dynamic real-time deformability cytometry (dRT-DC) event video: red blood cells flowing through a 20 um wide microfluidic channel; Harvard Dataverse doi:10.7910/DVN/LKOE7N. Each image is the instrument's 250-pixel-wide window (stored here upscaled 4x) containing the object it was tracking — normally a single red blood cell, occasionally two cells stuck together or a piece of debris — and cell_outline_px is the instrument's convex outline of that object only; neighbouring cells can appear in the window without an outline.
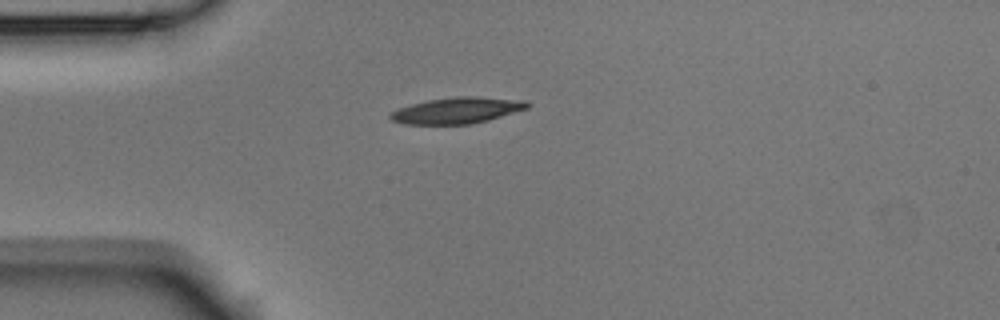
{"species": "Egyptian fruit bat (a non-hibernating species)", "species_latin": "Rousettus aegyptiacus", "temperature_condition": "room temperature", "stored_images_in_passage": 4, "camera_frame_rate_fps": 3000, "um_per_image_px": 0.085, "animal": {"sex": "male"}, "frame": {"image": 1, "passage_image": 1, "time_ms": 0.0, "image_size_px": [1000, 320], "cell_outline_px": [[528, 108], [488, 120], [472, 124], [404, 124], [392, 120], [388, 116], [392, 112], [400, 108], [412, 104], [428, 100], [460, 96], [468, 96], [524, 100], [528, 104]], "centroid_in_image_um": [38.84, 9.39], "position_along_channel_um": 46.2, "area_um2": 20.52}}
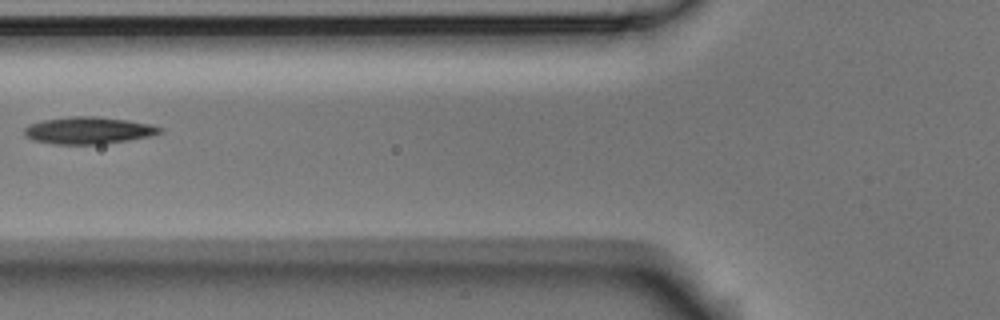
{"frame": {"image": 2, "passage_image": 3, "time_ms": 0.667, "image_size_px": [1000, 320], "cell_outline_px": [[164, 132], [148, 136], [128, 140], [100, 144], [56, 144], [32, 140], [24, 132], [24, 128], [28, 124], [44, 120], [72, 116], [96, 116], [128, 120], [148, 124], [164, 128]], "centroid_in_image_um": [7.52, 11.08], "position_along_channel_um": 118.3, "area_um2": 21.21}}
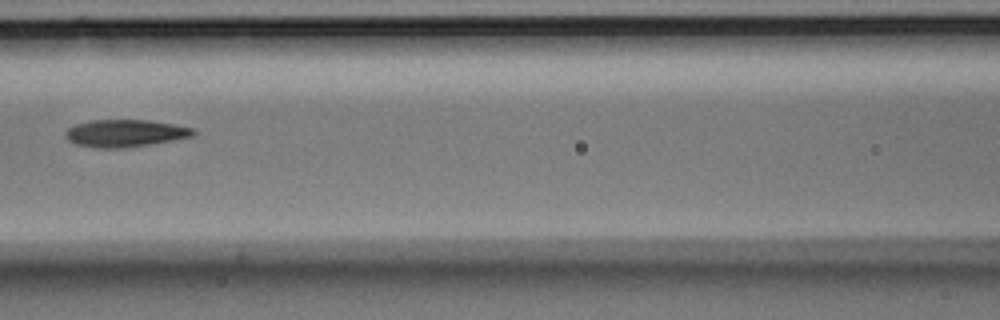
{"frame": {"image": 3, "passage_image": 4, "time_ms": 1.0, "image_size_px": [1000, 320], "cell_outline_px": [[196, 132], [192, 136], [172, 140], [124, 148], [96, 148], [76, 144], [68, 140], [64, 136], [64, 132], [68, 128], [76, 124], [92, 120], [148, 120], [196, 128]], "centroid_in_image_um": [10.61, 11.32], "position_along_channel_um": 156.0, "area_um2": 20.29}}